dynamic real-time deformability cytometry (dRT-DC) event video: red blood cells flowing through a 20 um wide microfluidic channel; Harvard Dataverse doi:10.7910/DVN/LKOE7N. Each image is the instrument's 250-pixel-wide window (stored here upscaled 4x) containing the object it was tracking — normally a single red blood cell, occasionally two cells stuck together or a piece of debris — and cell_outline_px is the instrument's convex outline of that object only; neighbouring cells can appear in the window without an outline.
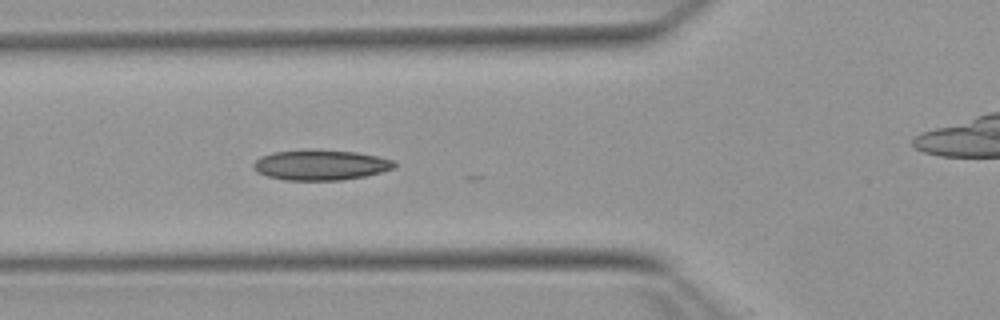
{"species": "Egyptian fruit bat (a non-hibernating species)", "species_latin": "Rousettus aegyptiacus", "temperature_condition": "warm", "stored_images_in_passage": 20, "camera_frame_rate_fps": 3000, "um_per_image_px": 0.085, "animal": {"sex": "female"}, "frame": {"image": 1, "passage_image": 19, "time_ms": 6.0, "image_size_px": [1000, 320], "cell_outline_px": [[396, 164], [392, 168], [380, 172], [364, 176], [340, 180], [284, 180], [268, 176], [256, 172], [252, 168], [252, 164], [260, 156], [272, 152], [308, 148], [356, 152], [376, 156], [392, 160]], "centroid_in_image_um": [27.16, 14.0], "position_along_channel_um": 98.6, "area_um2": 25.09}}